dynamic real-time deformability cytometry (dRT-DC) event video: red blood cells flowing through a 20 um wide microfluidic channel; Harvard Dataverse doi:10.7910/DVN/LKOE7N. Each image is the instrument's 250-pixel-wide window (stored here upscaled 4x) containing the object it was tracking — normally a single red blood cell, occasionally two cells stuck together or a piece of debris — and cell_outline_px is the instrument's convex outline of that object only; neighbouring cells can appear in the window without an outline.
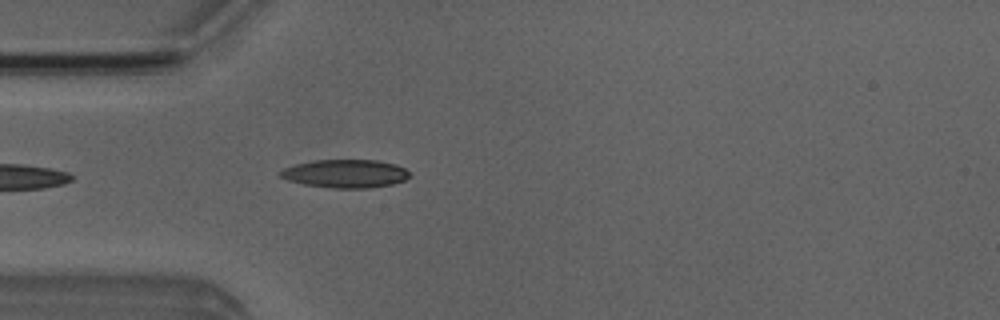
{"species": "Egyptian fruit bat (a non-hibernating species)", "species_latin": "Rousettus aegyptiacus", "temperature_condition": "room temperature", "stored_images_in_passage": 14, "camera_frame_rate_fps": 3000, "um_per_image_px": 0.085, "animal": {"sex": "male"}, "frame": {"image": 1, "passage_image": 1, "time_ms": 0.0, "image_size_px": [1000, 320], "cell_outline_px": [[412, 176], [404, 180], [392, 184], [368, 188], [332, 188], [304, 184], [288, 180], [280, 176], [276, 172], [284, 168], [296, 164], [312, 160], [376, 160], [396, 164], [412, 172]], "centroid_in_image_um": [29.38, 14.75], "position_along_channel_um": 55.6, "area_um2": 21.44}}
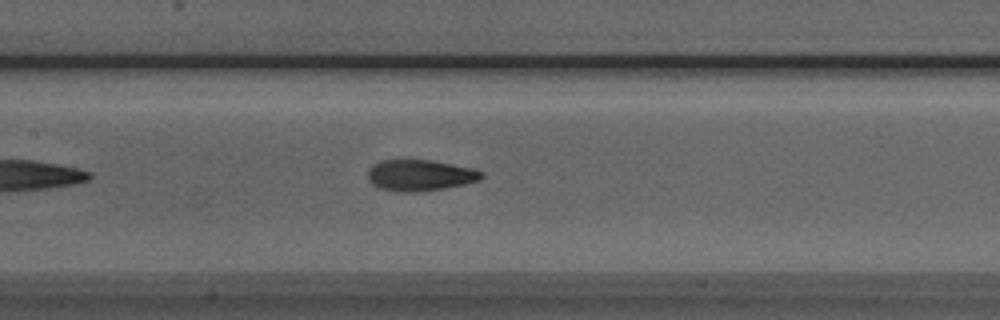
{"frame": {"image": 2, "passage_image": 10, "time_ms": 3.0, "image_size_px": [1000, 320], "cell_outline_px": [[484, 176], [480, 180], [464, 184], [444, 188], [416, 192], [396, 192], [380, 188], [372, 184], [368, 180], [368, 168], [372, 164], [380, 160], [432, 160], [472, 168], [484, 172]], "centroid_in_image_um": [35.68, 14.9], "position_along_channel_um": 171.7, "area_um2": 20.81}}